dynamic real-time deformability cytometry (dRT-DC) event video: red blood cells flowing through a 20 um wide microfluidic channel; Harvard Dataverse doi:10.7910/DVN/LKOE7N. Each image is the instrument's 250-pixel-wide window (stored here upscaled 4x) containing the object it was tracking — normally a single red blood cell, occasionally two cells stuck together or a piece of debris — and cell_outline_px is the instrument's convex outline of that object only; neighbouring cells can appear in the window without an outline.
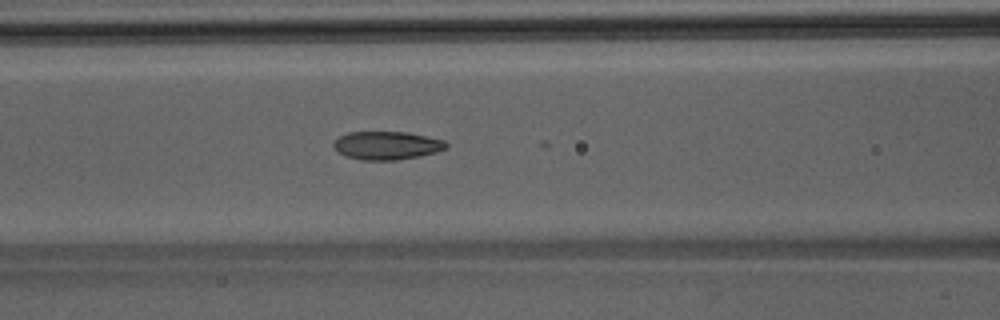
{"species": "Egyptian fruit bat (a non-hibernating species)", "species_latin": "Rousettus aegyptiacus", "temperature_condition": "room temperature", "stored_images_in_passage": 21, "camera_frame_rate_fps": 3000, "um_per_image_px": 0.085, "animal": {"sex": "male"}, "frame": {"image": 1, "passage_image": 17, "time_ms": 5.333, "image_size_px": [1000, 320], "cell_outline_px": [[448, 148], [436, 152], [420, 156], [396, 160], [360, 160], [344, 156], [332, 144], [340, 136], [348, 132], [408, 132], [444, 140], [448, 144]], "centroid_in_image_um": [32.9, 12.37], "position_along_channel_um": 133.7, "area_um2": 18.55}}